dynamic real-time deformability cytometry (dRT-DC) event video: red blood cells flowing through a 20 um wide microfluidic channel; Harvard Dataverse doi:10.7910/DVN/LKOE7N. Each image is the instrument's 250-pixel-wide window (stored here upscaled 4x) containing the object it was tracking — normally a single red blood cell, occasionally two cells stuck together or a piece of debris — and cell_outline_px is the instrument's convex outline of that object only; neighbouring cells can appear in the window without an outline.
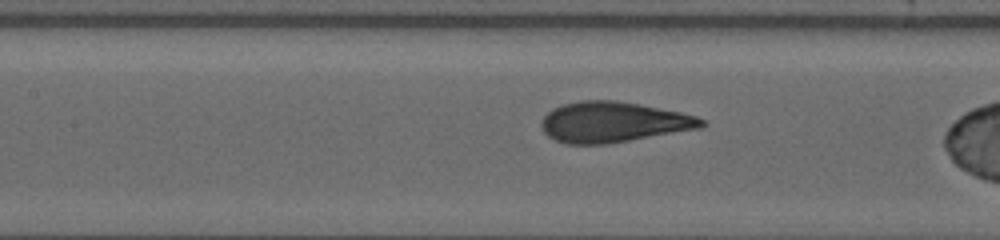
{"species": "human", "species_latin": "Homo sapiens", "temperature_condition": "warm", "stored_images_in_passage": 48, "camera_frame_rate_fps": 3000, "um_per_image_px": 0.085, "donor": {"sex": "female"}, "frame": {"image": 1, "passage_image": 21, "time_ms": 6.667, "image_size_px": [1000, 240], "cell_outline_px": [[708, 124], [700, 128], [608, 144], [564, 144], [552, 140], [544, 132], [540, 124], [544, 116], [552, 108], [564, 104], [580, 100], [616, 100], [640, 104], [680, 112], [696, 116], [704, 120]], "centroid_in_image_um": [52.1, 10.38], "position_along_channel_um": 155.3, "area_um2": 37.97}}
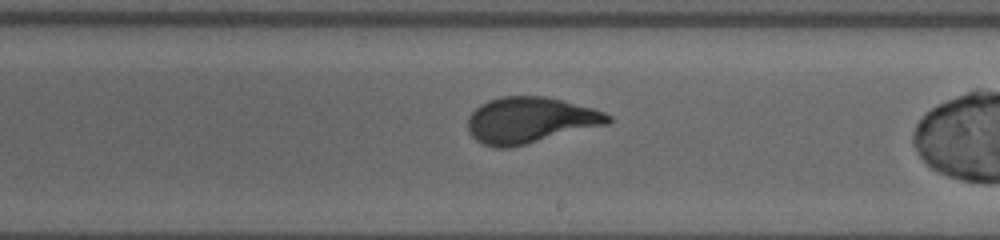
{"frame": {"image": 2, "passage_image": 31, "time_ms": 10.0, "image_size_px": [1000, 240], "cell_outline_px": [[612, 120], [608, 124], [508, 148], [492, 148], [476, 140], [468, 132], [468, 116], [480, 104], [488, 100], [500, 96], [544, 96], [564, 100], [592, 108], [604, 112], [612, 116]], "centroid_in_image_um": [45.04, 10.21], "position_along_channel_um": 244.0, "area_um2": 37.63}}
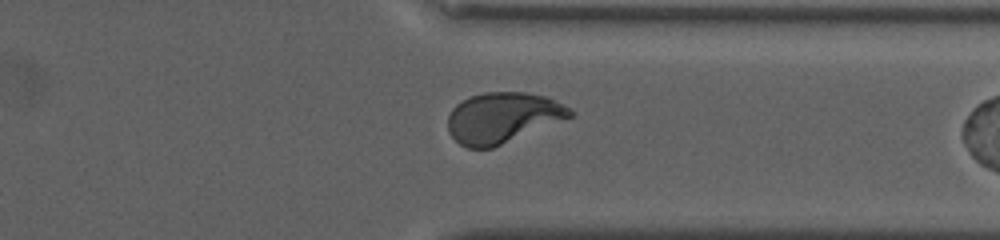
{"frame": {"image": 3, "passage_image": 45, "time_ms": 14.667, "image_size_px": [1000, 240], "cell_outline_px": [[576, 112], [572, 116], [492, 148], [468, 148], [460, 144], [448, 132], [448, 116], [452, 108], [456, 104], [468, 96], [484, 92], [524, 92], [544, 96]], "centroid_in_image_um": [42.66, 9.99], "position_along_channel_um": 368.7, "area_um2": 35.6}}